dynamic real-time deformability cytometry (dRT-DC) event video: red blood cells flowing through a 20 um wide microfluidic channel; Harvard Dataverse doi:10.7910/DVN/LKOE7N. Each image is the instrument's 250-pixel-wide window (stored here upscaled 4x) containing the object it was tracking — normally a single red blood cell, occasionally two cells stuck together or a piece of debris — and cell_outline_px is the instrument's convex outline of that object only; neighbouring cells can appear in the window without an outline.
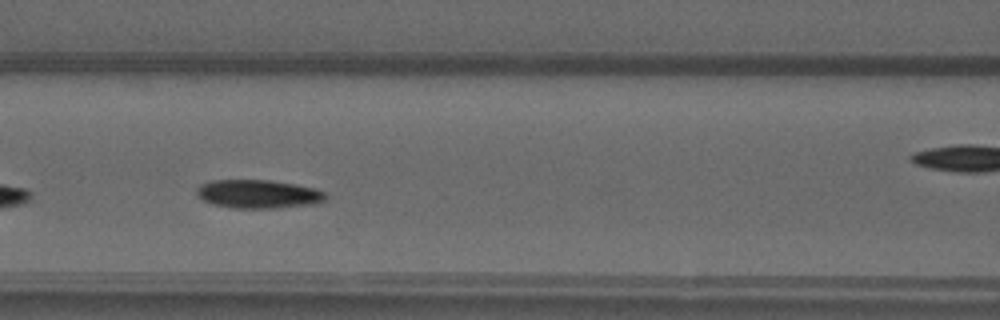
{"species": "common noctule bat (a hibernating species)", "species_latin": "Nyctalus noctula", "temperature_condition": "warm", "stored_images_in_passage": 21, "camera_frame_rate_fps": 3000, "um_per_image_px": 0.085, "animal": {"sex": "male", "forearm_length_mm": 52.5}, "frame": {"image": 1, "passage_image": 7, "time_ms": 2.0, "image_size_px": [1000, 320], "cell_outline_px": [[328, 196], [320, 204], [276, 208], [236, 208], [212, 204], [204, 200], [196, 192], [196, 188], [200, 184], [212, 180], [268, 180], [316, 188], [324, 192]], "centroid_in_image_um": [21.99, 16.5], "position_along_channel_um": 144.6, "area_um2": 21.5}}
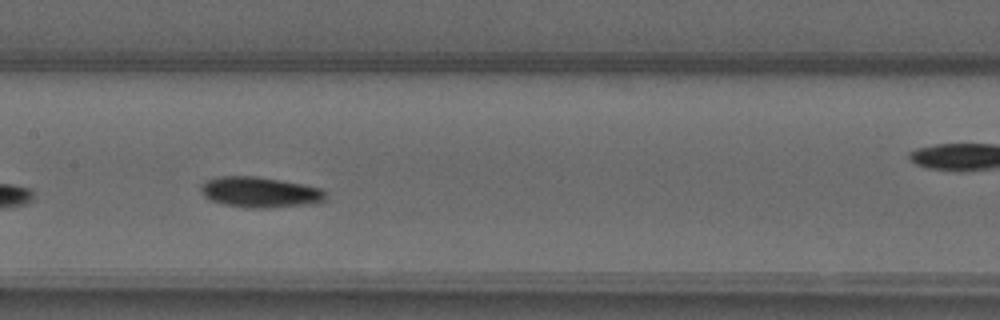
{"frame": {"image": 2, "passage_image": 10, "time_ms": 3.0, "image_size_px": [1000, 320], "cell_outline_px": [[328, 196], [324, 200], [308, 204], [268, 208], [252, 208], [224, 204], [212, 200], [204, 196], [200, 192], [200, 184], [204, 180], [216, 176], [256, 176], [304, 184], [320, 188], [328, 192]], "centroid_in_image_um": [22.08, 16.32], "position_along_channel_um": 185.3, "area_um2": 22.43}}